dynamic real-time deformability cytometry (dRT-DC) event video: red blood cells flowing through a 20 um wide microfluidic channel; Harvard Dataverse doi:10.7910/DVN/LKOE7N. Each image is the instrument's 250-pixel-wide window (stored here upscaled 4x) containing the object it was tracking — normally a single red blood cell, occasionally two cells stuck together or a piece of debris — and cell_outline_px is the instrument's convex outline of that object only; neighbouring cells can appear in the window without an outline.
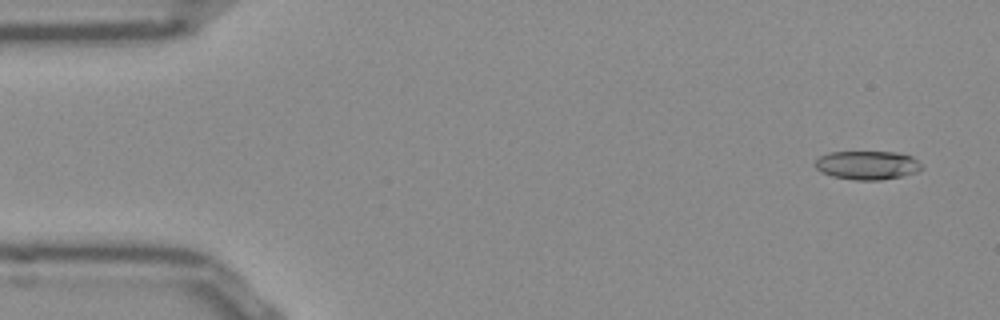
{"species": "Egyptian fruit bat (a non-hibernating species)", "species_latin": "Rousettus aegyptiacus", "temperature_condition": "room temperature", "stored_images_in_passage": 52, "camera_frame_rate_fps": 3000, "um_per_image_px": 0.085, "frame": {"image": 1, "passage_image": 3, "time_ms": 0.667, "image_size_px": [1000, 320], "cell_outline_px": [[924, 168], [916, 172], [900, 176], [880, 180], [856, 180], [832, 176], [820, 172], [816, 168], [816, 160], [820, 156], [828, 152], [896, 152], [912, 156]], "centroid_in_image_um": [73.71, 14.04], "position_along_channel_um": 11.3, "area_um2": 17.74}}
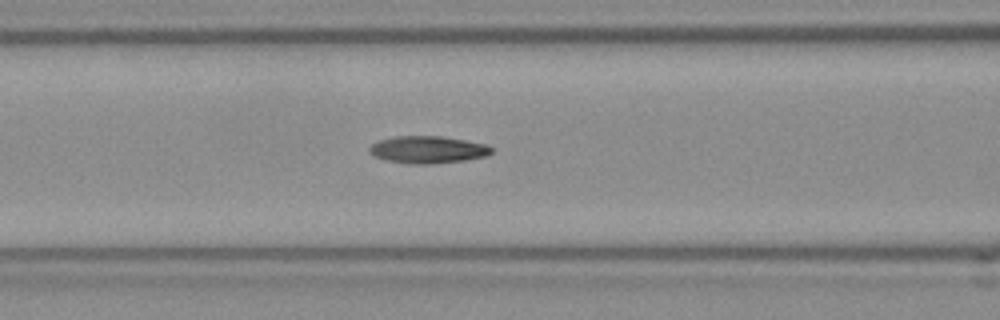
{"frame": {"image": 2, "passage_image": 21, "time_ms": 6.667, "image_size_px": [1000, 320], "cell_outline_px": [[492, 152], [488, 156], [464, 160], [432, 164], [408, 164], [388, 160], [376, 156], [368, 152], [368, 148], [372, 144], [380, 140], [396, 136], [440, 136], [488, 144], [492, 148]], "centroid_in_image_um": [36.39, 12.72], "position_along_channel_um": 130.2, "area_um2": 19.36}}
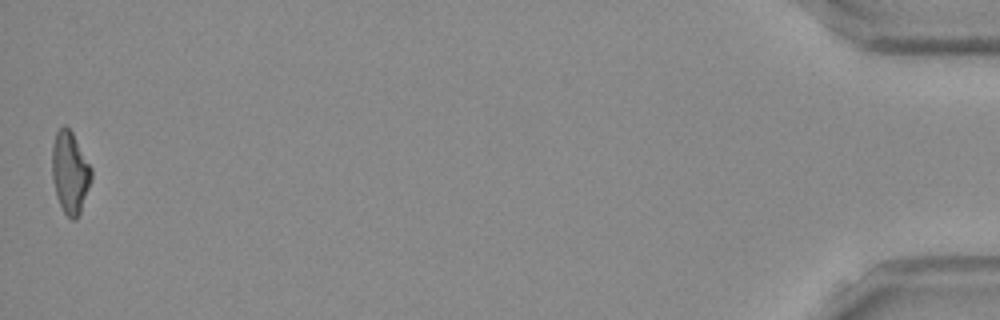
{"frame": {"image": 3, "passage_image": 52, "time_ms": 17.0, "image_size_px": [1000, 320], "cell_outline_px": [[92, 176], [80, 212], [76, 220], [72, 220], [64, 212], [56, 196], [52, 180], [52, 144], [56, 132], [64, 124], [72, 132], [92, 168]], "centroid_in_image_um": [5.93, 14.64], "position_along_channel_um": 429.3, "area_um2": 18.67}, "authors_computed_cell_mechanics": {"area_um2": 18.6694, "velocity_mm_per_s": 3.8705, "shape_relaxation_time_tau1_ms": 8.4561, "shape_relaxation_time_tau2_ms": 3.4588, "deformation_change_tau1": 0.2262, "deformation_change_tau2": 0.1224}}